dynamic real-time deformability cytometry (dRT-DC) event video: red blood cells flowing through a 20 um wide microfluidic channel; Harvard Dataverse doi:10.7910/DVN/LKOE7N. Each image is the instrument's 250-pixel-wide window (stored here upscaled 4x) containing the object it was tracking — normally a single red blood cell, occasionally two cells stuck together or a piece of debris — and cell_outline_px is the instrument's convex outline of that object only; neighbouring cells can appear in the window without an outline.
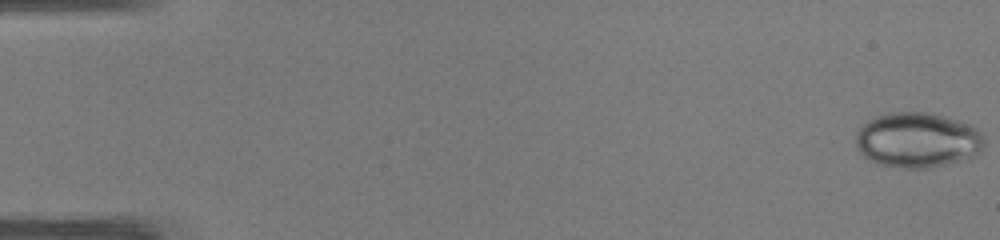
{"species": "common noctule bat (a hibernating species)", "species_latin": "Nyctalus noctula", "temperature_condition": "warm", "stored_images_in_passage": 48, "camera_frame_rate_fps": 3000, "um_per_image_px": 0.085, "animal": {"sex": "male", "body_mass_g": 19.0, "forearm_length_mm": 50.8}, "frame": {"image": 1, "passage_image": 1, "time_ms": 0.0, "image_size_px": [1000, 240], "cell_outline_px": [[984, 144], [976, 152], [956, 160], [944, 164], [928, 168], [904, 168], [880, 164], [864, 156], [860, 152], [856, 144], [856, 132], [864, 124], [880, 116], [892, 112], [924, 112], [972, 124], [980, 132], [984, 140]], "centroid_in_image_um": [77.95, 11.89], "position_along_channel_um": 7.0, "area_um2": 40.17}}
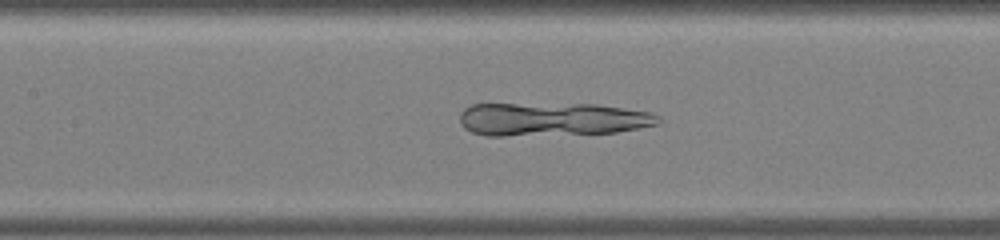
{"frame": {"image": 2, "passage_image": 23, "time_ms": 7.333, "image_size_px": [1000, 240], "cell_outline_px": [[660, 124], [640, 128], [616, 132], [504, 136], [484, 136], [472, 132], [464, 128], [460, 124], [460, 112], [464, 108], [472, 104], [596, 104], [652, 112], [660, 116]], "centroid_in_image_um": [46.93, 10.13], "position_along_channel_um": 160.5, "area_um2": 38.84}}
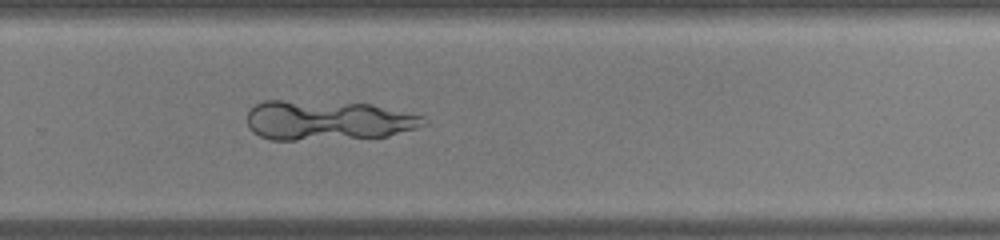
{"frame": {"image": 3, "passage_image": 33, "time_ms": 10.667, "image_size_px": [1000, 240], "cell_outline_px": [[428, 124], [416, 128], [388, 136], [296, 140], [272, 140], [260, 136], [252, 132], [248, 128], [248, 112], [256, 104], [264, 100], [280, 100], [372, 104], [424, 116], [428, 120]], "centroid_in_image_um": [27.87, 10.23], "position_along_channel_um": 301.9, "area_um2": 40.86}}